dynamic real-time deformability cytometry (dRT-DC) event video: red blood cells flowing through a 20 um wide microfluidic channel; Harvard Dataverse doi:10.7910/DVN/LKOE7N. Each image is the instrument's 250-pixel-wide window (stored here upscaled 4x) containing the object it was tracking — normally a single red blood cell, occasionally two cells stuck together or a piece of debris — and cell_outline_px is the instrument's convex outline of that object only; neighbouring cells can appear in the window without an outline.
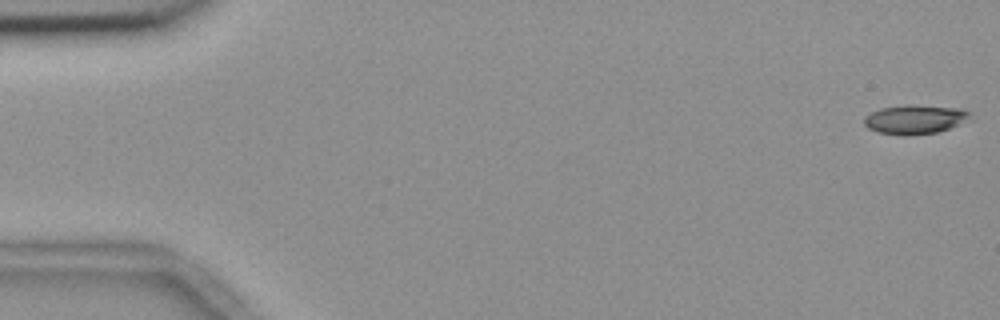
{"species": "common noctule bat (a hibernating species)", "species_latin": "Nyctalus noctula", "temperature_condition": "room temperature", "stored_images_in_passage": 7, "camera_frame_rate_fps": 3000, "um_per_image_px": 0.085, "animal": {"sex": "female", "body_mass_g": 18.4}, "frame": {"image": 1, "passage_image": 1, "time_ms": 0.0, "image_size_px": [1000, 320], "cell_outline_px": [[972, 112], [968, 116], [956, 124], [948, 128], [936, 132], [908, 136], [904, 136], [876, 132], [868, 128], [864, 124], [864, 116], [880, 108], [904, 104], [912, 104], [964, 108]], "centroid_in_image_um": [77.69, 10.13], "position_along_channel_um": 7.3, "area_um2": 18.03}}